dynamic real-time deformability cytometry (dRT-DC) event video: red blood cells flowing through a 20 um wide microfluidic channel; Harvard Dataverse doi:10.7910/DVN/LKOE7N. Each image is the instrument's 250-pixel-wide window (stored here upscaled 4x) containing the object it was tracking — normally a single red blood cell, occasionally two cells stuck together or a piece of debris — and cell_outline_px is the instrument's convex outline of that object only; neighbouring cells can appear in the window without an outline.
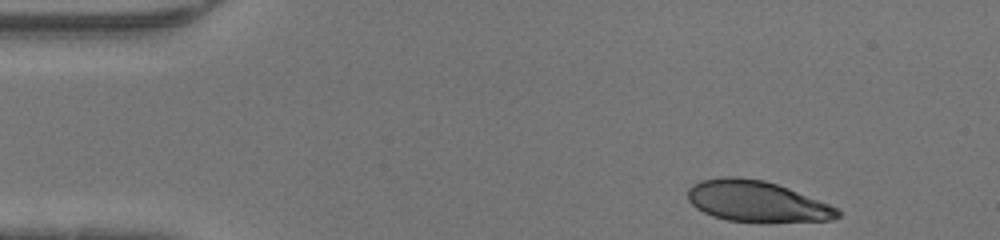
{"species": "human", "species_latin": "Homo sapiens", "temperature_condition": "warm", "stored_images_in_passage": 35, "camera_frame_rate_fps": 3000, "um_per_image_px": 0.085, "donor": {"sex": "male"}, "frame": {"image": 1, "passage_image": 1, "time_ms": 0.0, "image_size_px": [1000, 240], "cell_outline_px": [[840, 216], [832, 220], [764, 224], [760, 224], [728, 220], [712, 216], [696, 208], [688, 200], [688, 188], [692, 184], [700, 180], [724, 176], [736, 176], [764, 180], [788, 188], [840, 208]], "centroid_in_image_um": [64.35, 17.15], "position_along_channel_um": 20.7, "area_um2": 36.65}}
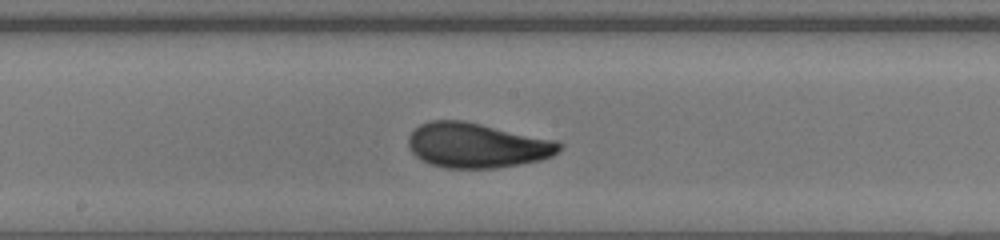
{"frame": {"image": 2, "passage_image": 20, "time_ms": 6.333, "image_size_px": [1000, 240], "cell_outline_px": [[564, 144], [552, 156], [540, 160], [520, 164], [496, 168], [444, 168], [428, 164], [420, 160], [408, 148], [408, 136], [420, 124], [428, 120], [464, 120], [556, 140]], "centroid_in_image_um": [40.51, 12.35], "position_along_channel_um": 207.7, "area_um2": 39.77}}
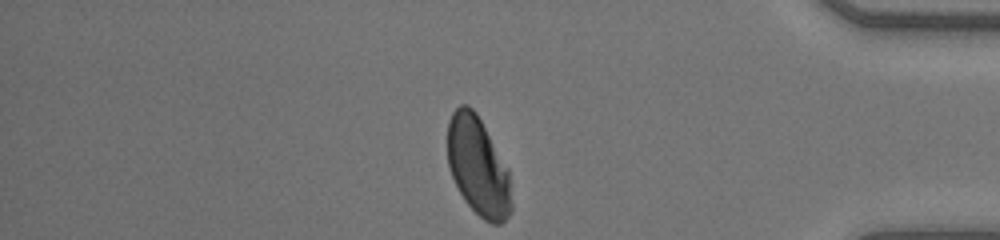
{"frame": {"image": 3, "passage_image": 35, "time_ms": 11.333, "image_size_px": [1000, 240], "cell_outline_px": [[512, 212], [500, 224], [492, 224], [484, 220], [464, 200], [452, 176], [448, 164], [448, 120], [452, 112], [460, 104], [468, 104], [476, 112], [508, 168], [512, 204]], "centroid_in_image_um": [40.64, 14.14], "position_along_channel_um": 394.6, "area_um2": 36.65}}